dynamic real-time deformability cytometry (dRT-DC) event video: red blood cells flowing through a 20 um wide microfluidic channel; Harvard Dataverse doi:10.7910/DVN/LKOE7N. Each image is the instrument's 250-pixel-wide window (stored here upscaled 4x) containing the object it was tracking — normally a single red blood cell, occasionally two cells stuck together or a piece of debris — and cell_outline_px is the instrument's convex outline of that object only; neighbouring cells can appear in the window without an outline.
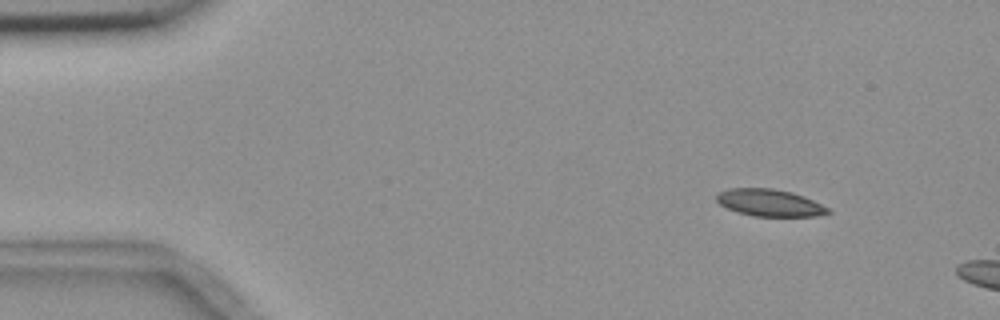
{"species": "common noctule bat (a hibernating species)", "species_latin": "Nyctalus noctula", "temperature_condition": "room temperature", "stored_images_in_passage": 3, "camera_frame_rate_fps": 3000, "um_per_image_px": 0.085, "animal": {"sex": "female", "body_mass_g": 18.4}, "frame": {"image": 1, "passage_image": 1, "time_ms": 0.0, "image_size_px": [1000, 320], "cell_outline_px": [[832, 212], [816, 216], [752, 216], [736, 212], [720, 204], [716, 200], [716, 196], [720, 192], [728, 188], [772, 188], [792, 192], [804, 196], [828, 208]], "centroid_in_image_um": [65.4, 17.23], "position_along_channel_um": 19.6, "area_um2": 17.51}}